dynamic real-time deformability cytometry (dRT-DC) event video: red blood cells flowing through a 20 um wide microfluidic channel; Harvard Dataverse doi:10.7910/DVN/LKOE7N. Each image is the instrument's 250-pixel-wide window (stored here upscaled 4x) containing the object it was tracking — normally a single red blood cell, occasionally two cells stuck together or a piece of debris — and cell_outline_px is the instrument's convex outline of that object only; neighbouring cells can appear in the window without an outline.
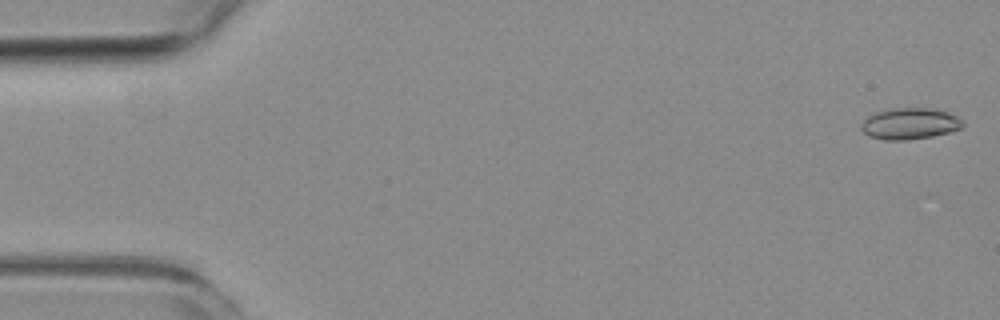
{"species": "common noctule bat (a hibernating species)", "species_latin": "Nyctalus noctula", "temperature_condition": "room temperature", "stored_images_in_passage": 5, "camera_frame_rate_fps": 3000, "um_per_image_px": 0.085, "animal": {"sex": "female", "body_mass_g": 19.3, "forearm_length_mm": 54.1}, "frame": {"image": 1, "passage_image": 1, "time_ms": 0.0, "image_size_px": [1000, 320], "cell_outline_px": [[964, 124], [960, 128], [948, 132], [932, 136], [908, 140], [884, 140], [868, 136], [860, 128], [860, 124], [868, 116], [876, 112], [888, 108], [936, 108], [948, 112], [964, 120]], "centroid_in_image_um": [77.32, 10.5], "position_along_channel_um": 7.7, "area_um2": 18.73}}
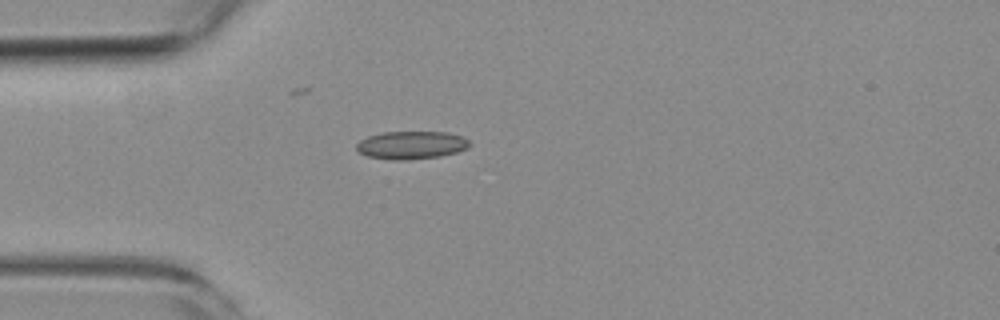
{"frame": {"image": 2, "passage_image": 4, "time_ms": 4.667, "image_size_px": [1000, 320], "cell_outline_px": [[472, 144], [468, 148], [456, 152], [440, 156], [408, 160], [392, 160], [368, 156], [360, 152], [356, 148], [356, 144], [360, 140], [368, 136], [380, 132], [448, 132], [460, 136], [468, 140]], "centroid_in_image_um": [34.96, 12.33], "position_along_channel_um": 50.0, "area_um2": 18.44}}